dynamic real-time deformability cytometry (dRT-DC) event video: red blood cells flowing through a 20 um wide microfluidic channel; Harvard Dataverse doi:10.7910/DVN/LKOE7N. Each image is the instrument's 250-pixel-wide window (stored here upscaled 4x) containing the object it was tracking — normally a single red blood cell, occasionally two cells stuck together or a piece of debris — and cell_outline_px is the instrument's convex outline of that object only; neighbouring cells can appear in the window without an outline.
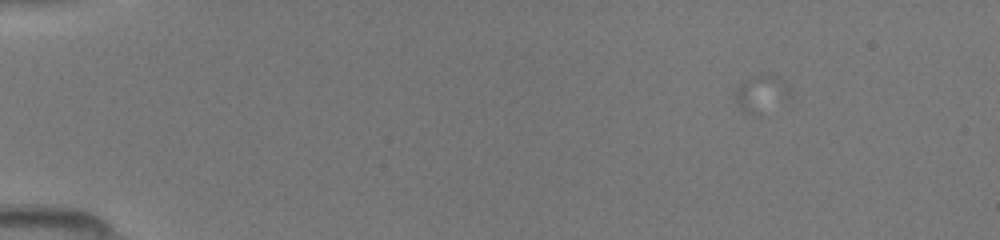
{"species": "common noctule bat (a hibernating species)", "species_latin": "Nyctalus noctula", "temperature_condition": "room temperature", "stored_images_in_passage": 1, "camera_frame_rate_fps": 3000, "um_per_image_px": 0.085, "animal": {"sex": "female", "body_mass_g": 19.5, "forearm_length_mm": 54.1}, "frame": {"image": 1, "passage_image": 1, "time_ms": 0.0, "image_size_px": [1000, 240], "cell_outline_px": [[788, 96], [760, 116], [756, 116], [744, 112], [736, 104], [732, 92], [736, 84], [760, 72], [768, 72], [784, 80], [788, 88]], "centroid_in_image_um": [64.59, 7.92], "position_along_channel_um": 20.4, "area_um2": 12.31}}